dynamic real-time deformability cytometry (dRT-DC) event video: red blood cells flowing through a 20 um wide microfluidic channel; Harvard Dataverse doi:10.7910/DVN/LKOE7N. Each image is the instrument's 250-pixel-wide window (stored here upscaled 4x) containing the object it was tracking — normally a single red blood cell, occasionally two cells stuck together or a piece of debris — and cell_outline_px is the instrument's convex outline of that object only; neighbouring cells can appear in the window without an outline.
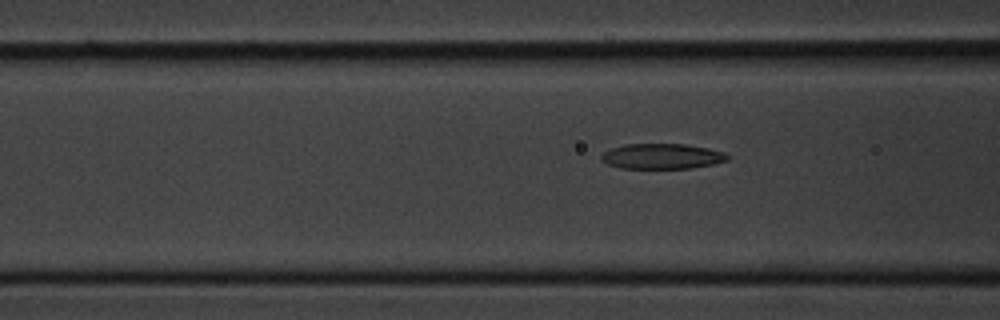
{"species": "common noctule bat (a hibernating species)", "species_latin": "Nyctalus noctula", "temperature_condition": "cold", "stored_images_in_passage": 7, "camera_frame_rate_fps": 3000, "um_per_image_px": 0.085, "animal": {"sex": "male", "body_mass_g": 20.1, "forearm_length_mm": 53.5}, "frame": {"image": 1, "passage_image": 5, "time_ms": 5.333, "image_size_px": [1000, 320], "cell_outline_px": [[728, 160], [712, 164], [692, 168], [620, 168], [608, 164], [600, 160], [600, 156], [604, 152], [612, 148], [624, 144], [684, 144], [708, 148], [724, 152], [728, 156]], "centroid_in_image_um": [56.24, 13.28], "position_along_channel_um": 110.4, "area_um2": 18.55}}
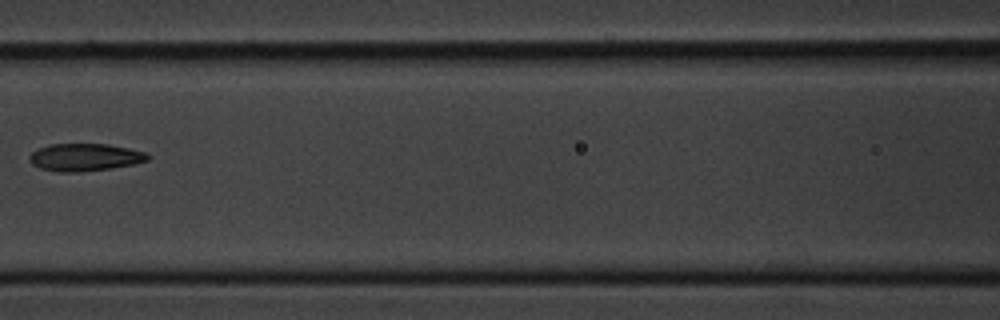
{"frame": {"image": 2, "passage_image": 6, "time_ms": 6.667, "image_size_px": [1000, 320], "cell_outline_px": [[152, 156], [148, 160], [136, 164], [112, 168], [80, 172], [60, 172], [40, 168], [32, 164], [28, 160], [28, 156], [32, 152], [48, 144], [108, 144], [148, 152]], "centroid_in_image_um": [7.25, 13.37], "position_along_channel_um": 159.3, "area_um2": 19.19}}
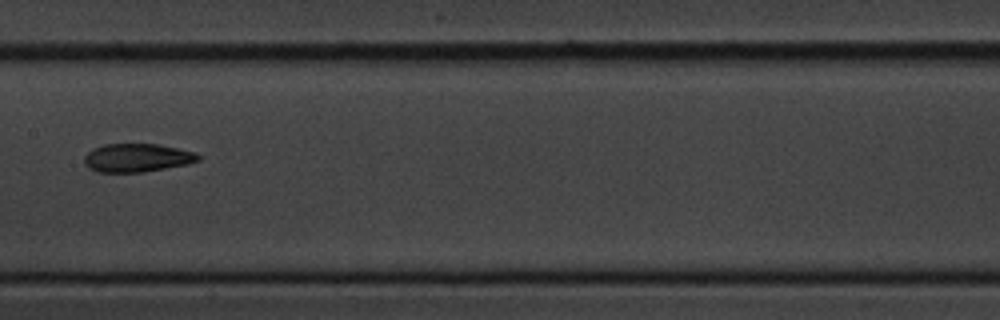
{"frame": {"image": 3, "passage_image": 7, "time_ms": 7.667, "image_size_px": [1000, 320], "cell_outline_px": [[200, 160], [188, 164], [144, 172], [96, 172], [88, 168], [84, 164], [84, 156], [92, 148], [104, 144], [156, 144], [196, 152], [200, 156]], "centroid_in_image_um": [11.62, 13.42], "position_along_channel_um": 195.8, "area_um2": 18.96}}